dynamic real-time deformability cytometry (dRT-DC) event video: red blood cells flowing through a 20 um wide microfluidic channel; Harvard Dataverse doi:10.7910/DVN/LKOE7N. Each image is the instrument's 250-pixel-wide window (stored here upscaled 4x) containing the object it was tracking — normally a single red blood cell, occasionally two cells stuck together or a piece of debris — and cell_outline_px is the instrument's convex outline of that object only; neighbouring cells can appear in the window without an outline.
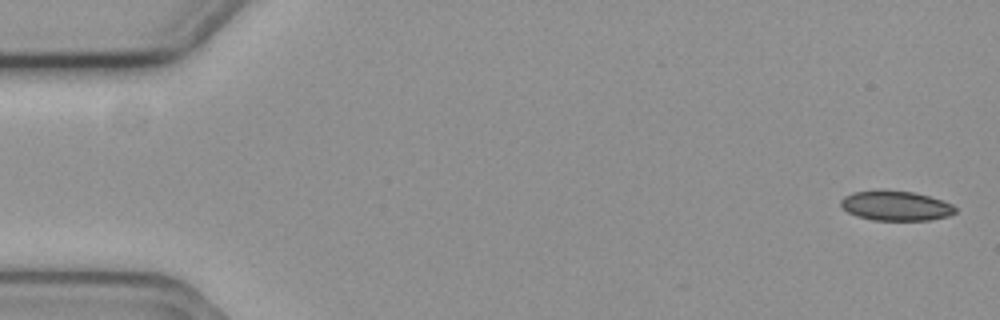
{"species": "common noctule bat (a hibernating species)", "species_latin": "Nyctalus noctula", "temperature_condition": "cold", "stored_images_in_passage": 8, "camera_frame_rate_fps": 3000, "um_per_image_px": 0.085, "animal": {"sex": "female", "body_mass_g": 19.3, "forearm_length_mm": 54.1}, "frame": {"image": 1, "passage_image": 1, "time_ms": 0.0, "image_size_px": [1000, 320], "cell_outline_px": [[956, 212], [948, 216], [928, 220], [872, 220], [856, 216], [848, 212], [840, 204], [840, 200], [844, 196], [852, 192], [884, 188], [912, 192], [928, 196], [952, 204], [956, 208]], "centroid_in_image_um": [76.09, 17.47], "position_along_channel_um": 8.9, "area_um2": 20.11}}
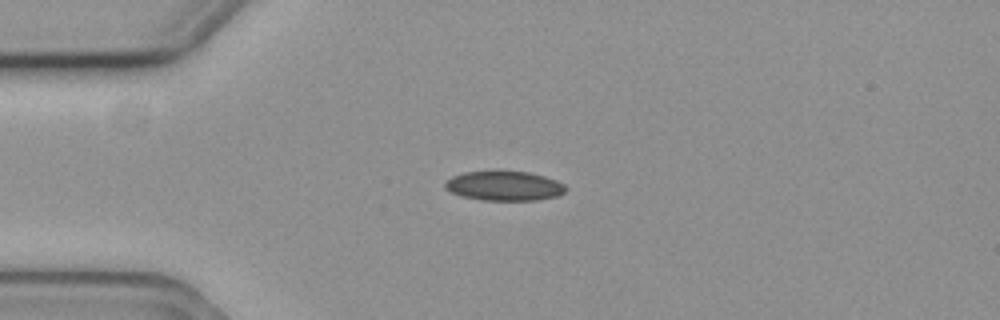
{"frame": {"image": 2, "passage_image": 5, "time_ms": 1.333, "image_size_px": [1000, 320], "cell_outline_px": [[568, 188], [564, 192], [556, 196], [536, 200], [480, 200], [460, 196], [444, 188], [444, 184], [452, 176], [464, 172], [528, 172], [544, 176], [556, 180], [564, 184]], "centroid_in_image_um": [42.86, 15.81], "position_along_channel_um": 42.1, "area_um2": 20.58}}
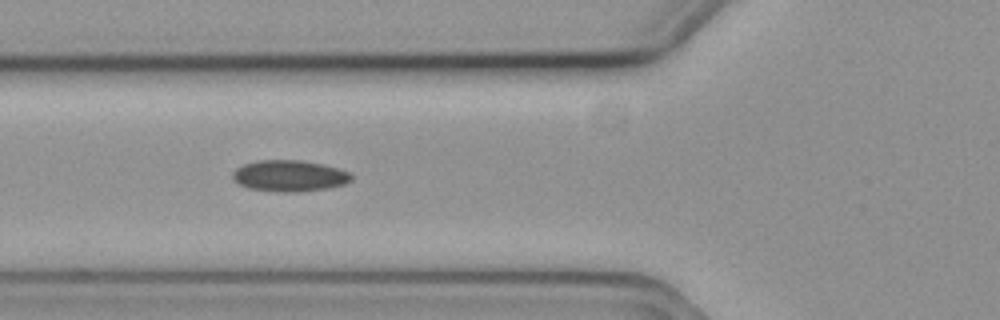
{"frame": {"image": 3, "passage_image": 7, "time_ms": 2.0, "image_size_px": [1000, 320], "cell_outline_px": [[352, 180], [344, 184], [324, 188], [300, 192], [276, 192], [248, 188], [236, 184], [232, 180], [232, 172], [236, 168], [244, 164], [260, 160], [300, 160], [324, 164], [348, 172], [352, 176]], "centroid_in_image_um": [24.54, 14.95], "position_along_channel_um": 101.3, "area_um2": 21.73}}